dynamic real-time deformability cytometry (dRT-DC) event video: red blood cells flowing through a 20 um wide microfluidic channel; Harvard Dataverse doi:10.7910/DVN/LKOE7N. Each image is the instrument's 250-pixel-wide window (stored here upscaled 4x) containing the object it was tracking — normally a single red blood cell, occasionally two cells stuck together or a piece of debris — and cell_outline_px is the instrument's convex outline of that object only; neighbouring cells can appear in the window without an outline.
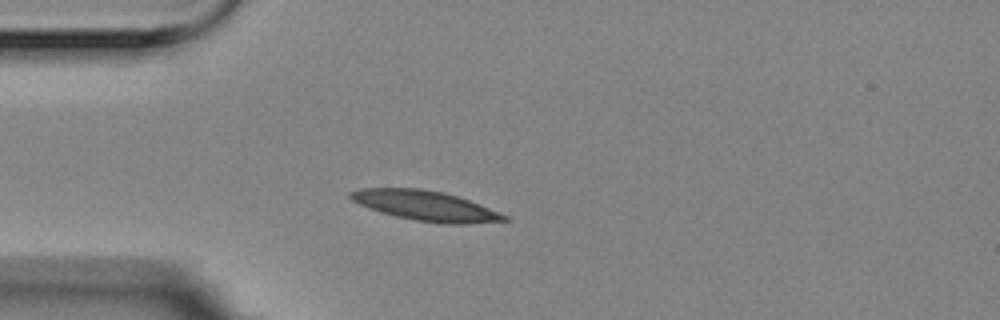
{"species": "Egyptian fruit bat (a non-hibernating species)", "species_latin": "Rousettus aegyptiacus", "temperature_condition": "room temperature", "stored_images_in_passage": 1, "camera_frame_rate_fps": 3000, "um_per_image_px": 0.085, "animal": {"sex": "female"}, "frame": {"image": 1, "passage_image": 1, "time_ms": 0.0, "image_size_px": [1000, 320], "cell_outline_px": [[508, 220], [468, 224], [440, 224], [416, 220], [396, 216], [380, 212], [360, 204], [352, 200], [348, 196], [348, 192], [360, 188], [420, 188], [440, 192], [456, 196], [468, 200], [508, 216]], "centroid_in_image_um": [36.13, 17.49], "position_along_channel_um": 48.9, "area_um2": 26.53}}